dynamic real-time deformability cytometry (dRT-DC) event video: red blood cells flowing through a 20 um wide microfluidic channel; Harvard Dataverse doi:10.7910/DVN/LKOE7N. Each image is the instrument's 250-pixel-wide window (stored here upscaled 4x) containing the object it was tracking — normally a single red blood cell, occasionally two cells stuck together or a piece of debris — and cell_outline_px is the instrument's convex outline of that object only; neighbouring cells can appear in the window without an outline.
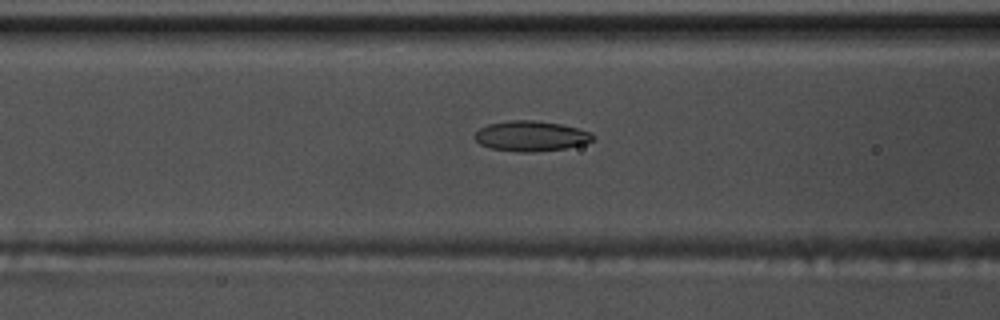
{"species": "common noctule bat (a hibernating species)", "species_latin": "Nyctalus noctula", "temperature_condition": "warm", "stored_images_in_passage": 49, "camera_frame_rate_fps": 3000, "um_per_image_px": 0.085, "animal": {"sex": "male", "body_mass_g": 17.5, "forearm_length_mm": 52.3}, "frame": {"image": 1, "passage_image": 16, "time_ms": 5.0, "image_size_px": [1000, 320], "cell_outline_px": [[592, 140], [584, 144], [564, 148], [532, 152], [516, 152], [492, 148], [480, 144], [472, 136], [480, 128], [488, 124], [512, 120], [532, 120], [560, 124], [592, 132]], "centroid_in_image_um": [45.09, 11.56], "position_along_channel_um": 121.5, "area_um2": 20.63}}
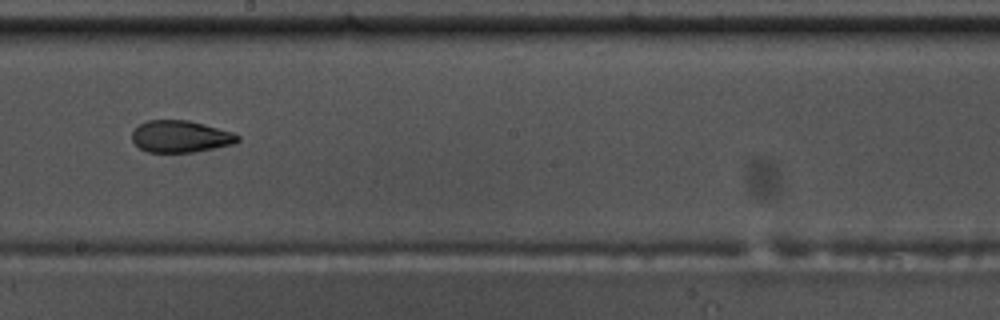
{"frame": {"image": 2, "passage_image": 25, "time_ms": 8.0, "image_size_px": [1000, 320], "cell_outline_px": [[240, 140], [232, 144], [192, 152], [148, 152], [140, 148], [132, 140], [132, 132], [140, 124], [148, 120], [188, 120], [204, 124], [232, 132], [240, 136]], "centroid_in_image_um": [15.33, 11.59], "position_along_channel_um": 232.9, "area_um2": 19.42}}
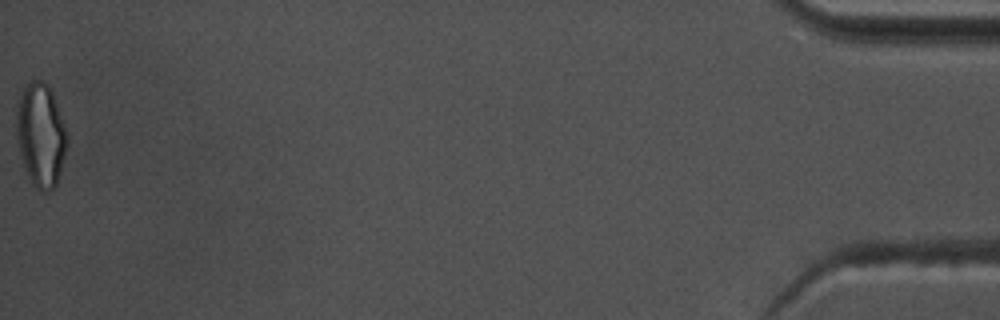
{"frame": {"image": 3, "passage_image": 49, "time_ms": 16.0, "image_size_px": [1000, 320], "cell_outline_px": [[68, 144], [60, 172], [56, 184], [52, 188], [44, 192], [40, 192], [32, 184], [24, 168], [16, 140], [16, 108], [20, 96], [24, 88], [32, 80], [44, 80], [48, 84], [52, 92], [64, 124], [68, 136]], "centroid_in_image_um": [3.45, 11.48], "position_along_channel_um": 431.7, "area_um2": 30.69}, "authors_computed_cell_mechanics": {"area_um2": 20.519, "velocity_mm_per_s": 3.7241, "shape_relaxation_time_tau1_ms": 9.4846, "shape_relaxation_time_tau2_ms": 1.5591, "deformation_change_tau1": 0.2091, "deformation_change_tau2": 0.08}}